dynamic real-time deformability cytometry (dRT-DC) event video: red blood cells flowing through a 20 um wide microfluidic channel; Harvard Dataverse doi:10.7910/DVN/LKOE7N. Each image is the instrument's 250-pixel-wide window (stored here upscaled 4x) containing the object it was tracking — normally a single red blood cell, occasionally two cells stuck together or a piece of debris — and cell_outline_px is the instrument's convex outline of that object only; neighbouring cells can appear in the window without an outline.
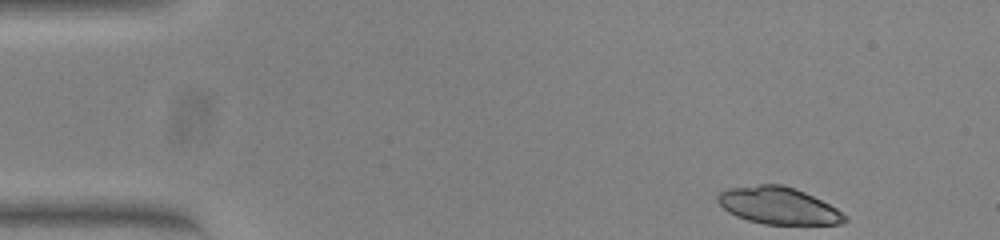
{"species": "common noctule bat (a hibernating species)", "species_latin": "Nyctalus noctula", "temperature_condition": "warm", "stored_images_in_passage": 49, "camera_frame_rate_fps": 3000, "um_per_image_px": 0.085, "animal": {"sex": "female", "body_mass_g": 23.0, "forearm_length_mm": 53.4}, "frame": {"image": 1, "passage_image": 1, "time_ms": 0.0, "image_size_px": [1000, 240], "cell_outline_px": [[848, 220], [844, 224], [764, 224], [748, 220], [736, 216], [728, 212], [716, 200], [716, 196], [720, 192], [728, 188], [760, 184], [784, 184], [796, 188], [836, 208], [848, 216]], "centroid_in_image_um": [66.17, 17.48], "position_along_channel_um": 18.8, "area_um2": 27.46}}